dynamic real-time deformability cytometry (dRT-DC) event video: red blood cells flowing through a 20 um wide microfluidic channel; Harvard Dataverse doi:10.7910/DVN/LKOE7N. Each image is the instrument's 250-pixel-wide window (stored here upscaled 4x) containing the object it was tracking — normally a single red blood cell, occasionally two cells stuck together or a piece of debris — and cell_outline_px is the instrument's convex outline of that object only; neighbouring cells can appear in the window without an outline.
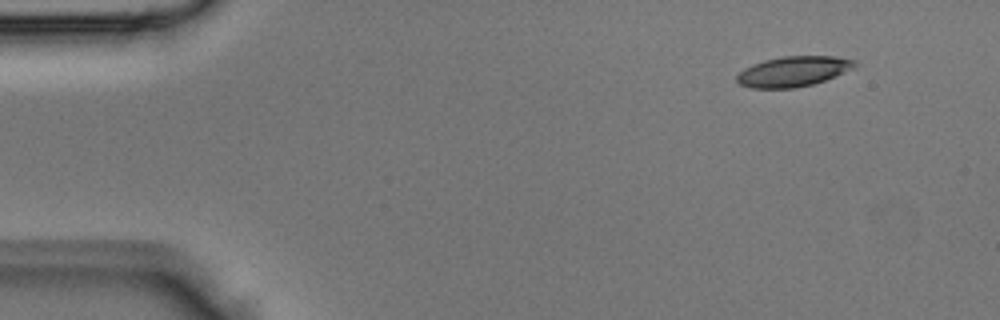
{"species": "Egyptian fruit bat (a non-hibernating species)", "species_latin": "Rousettus aegyptiacus", "temperature_condition": "room temperature", "stored_images_in_passage": 3, "camera_frame_rate_fps": 3000, "um_per_image_px": 0.085, "animal": {"sex": "male"}, "frame": {"image": 1, "passage_image": 1, "time_ms": 0.0, "image_size_px": [1000, 320], "cell_outline_px": [[856, 64], [852, 68], [824, 80], [812, 84], [796, 88], [752, 88], [740, 84], [736, 80], [736, 76], [744, 68], [752, 64], [764, 60], [780, 56], [836, 56], [856, 60]], "centroid_in_image_um": [67.39, 6.06], "position_along_channel_um": 17.6, "area_um2": 20.63}}
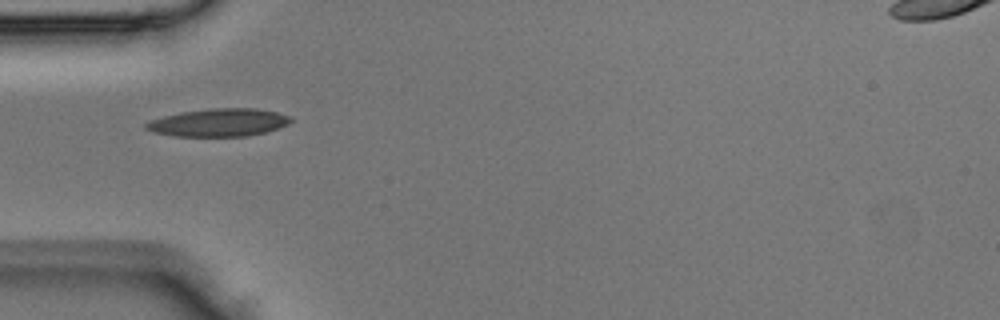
{"frame": {"image": 2, "passage_image": 3, "time_ms": 0.667, "image_size_px": [1000, 320], "cell_outline_px": [[296, 120], [288, 124], [264, 132], [248, 136], [172, 136], [152, 132], [144, 128], [144, 124], [152, 120], [164, 116], [180, 112], [212, 108], [256, 108], [276, 112], [288, 116]], "centroid_in_image_um": [18.58, 10.41], "position_along_channel_um": 66.4, "area_um2": 23.47}}